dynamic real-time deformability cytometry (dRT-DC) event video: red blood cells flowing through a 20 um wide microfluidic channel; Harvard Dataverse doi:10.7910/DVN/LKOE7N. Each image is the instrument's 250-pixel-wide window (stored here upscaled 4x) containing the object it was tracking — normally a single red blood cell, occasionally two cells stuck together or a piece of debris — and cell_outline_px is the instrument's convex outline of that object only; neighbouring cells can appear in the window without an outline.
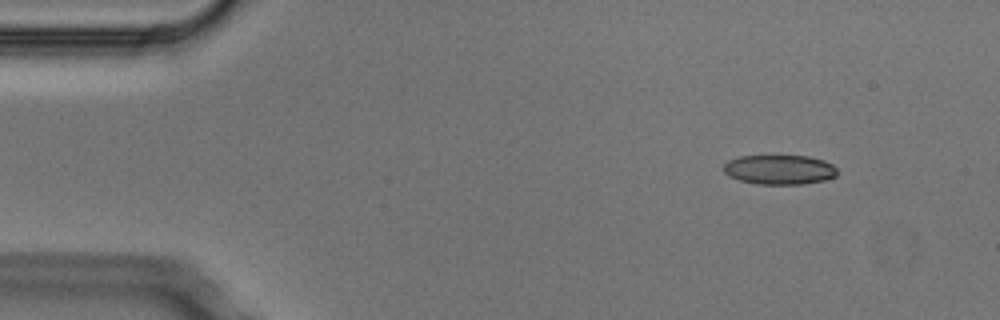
{"species": "Egyptian fruit bat (a non-hibernating species)", "species_latin": "Rousettus aegyptiacus", "temperature_condition": "cold", "stored_images_in_passage": 5, "camera_frame_rate_fps": 3000, "um_per_image_px": 0.085, "animal": {"sex": "male"}, "frame": {"image": 1, "passage_image": 1, "time_ms": 0.0, "image_size_px": [1000, 320], "cell_outline_px": [[836, 176], [824, 180], [800, 184], [756, 184], [740, 180], [728, 176], [724, 172], [724, 164], [728, 160], [740, 156], [772, 152], [808, 156], [824, 160], [832, 164], [836, 168]], "centroid_in_image_um": [66.21, 14.36], "position_along_channel_um": 18.8, "area_um2": 20.52}}
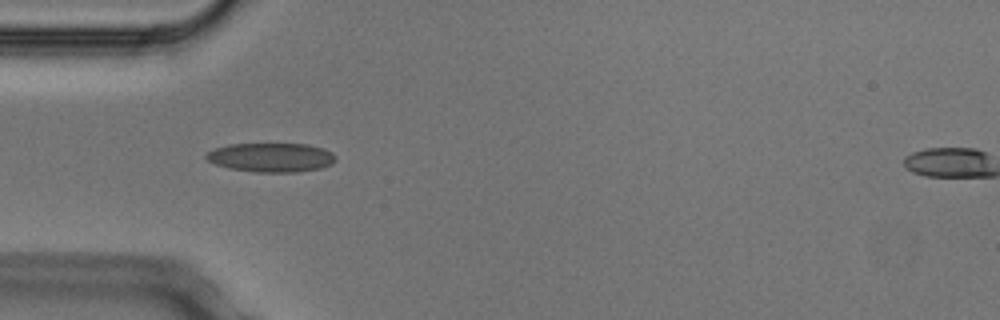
{"frame": {"image": 2, "passage_image": 4, "time_ms": 1.0, "image_size_px": [1000, 320], "cell_outline_px": [[336, 160], [332, 164], [320, 168], [296, 172], [256, 172], [228, 168], [216, 164], [208, 160], [204, 156], [208, 152], [216, 148], [228, 144], [308, 144], [324, 148], [332, 152], [336, 156]], "centroid_in_image_um": [23.08, 13.38], "position_along_channel_um": 61.9, "area_um2": 21.96}}
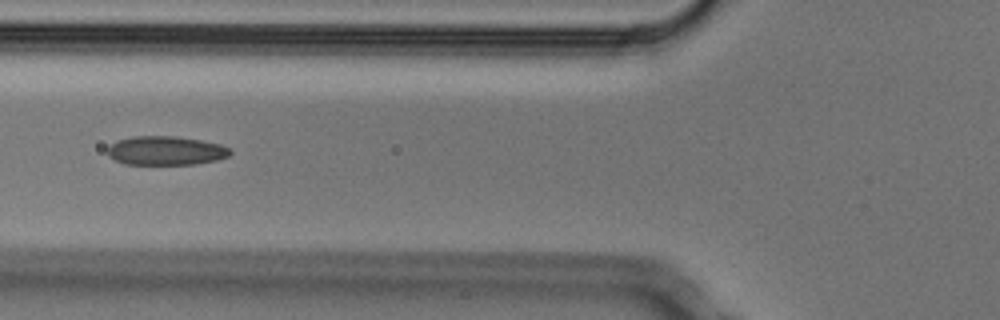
{"frame": {"image": 3, "passage_image": 5, "time_ms": 1.333, "image_size_px": [1000, 320], "cell_outline_px": [[232, 152], [228, 156], [216, 160], [196, 164], [124, 164], [108, 156], [108, 148], [116, 140], [136, 136], [172, 136], [200, 140], [220, 144], [228, 148]], "centroid_in_image_um": [14.08, 12.81], "position_along_channel_um": 111.7, "area_um2": 20.52}}